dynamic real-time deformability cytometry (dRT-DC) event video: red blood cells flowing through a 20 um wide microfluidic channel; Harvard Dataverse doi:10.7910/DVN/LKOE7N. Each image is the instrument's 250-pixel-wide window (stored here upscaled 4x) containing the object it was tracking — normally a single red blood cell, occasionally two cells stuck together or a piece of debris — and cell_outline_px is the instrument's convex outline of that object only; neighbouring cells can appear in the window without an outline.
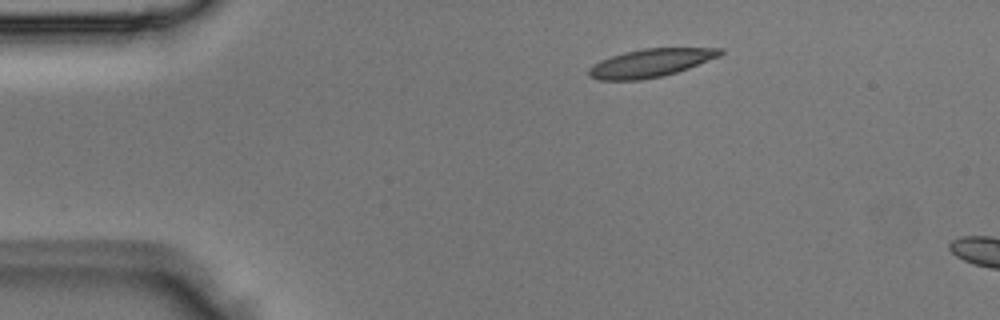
{"species": "Egyptian fruit bat (a non-hibernating species)", "species_latin": "Rousettus aegyptiacus", "temperature_condition": "room temperature", "stored_images_in_passage": 2, "camera_frame_rate_fps": 3000, "um_per_image_px": 0.085, "animal": {"sex": "male"}, "frame": {"image": 1, "passage_image": 1, "time_ms": 0.0, "image_size_px": [1000, 320], "cell_outline_px": [[724, 52], [720, 56], [688, 68], [664, 76], [640, 80], [600, 80], [588, 76], [588, 68], [600, 60], [624, 52], [644, 48], [724, 48]], "centroid_in_image_um": [55.29, 5.35], "position_along_channel_um": 29.7, "area_um2": 21.56}}